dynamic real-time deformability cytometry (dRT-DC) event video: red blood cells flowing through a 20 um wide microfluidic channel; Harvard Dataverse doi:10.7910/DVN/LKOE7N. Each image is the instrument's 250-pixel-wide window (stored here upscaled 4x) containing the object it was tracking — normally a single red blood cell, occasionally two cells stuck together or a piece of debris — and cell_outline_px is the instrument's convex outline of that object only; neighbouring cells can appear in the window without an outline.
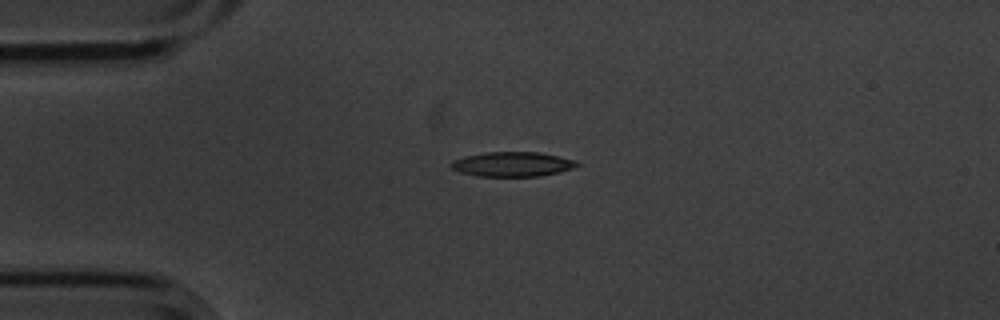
{"species": "common noctule bat (a hibernating species)", "species_latin": "Nyctalus noctula", "temperature_condition": "cold", "stored_images_in_passage": 4, "camera_frame_rate_fps": 3000, "um_per_image_px": 0.085, "animal": {"sex": "male", "body_mass_g": 20.1, "forearm_length_mm": 53.5}, "frame": {"image": 1, "passage_image": 4, "time_ms": 1.0, "image_size_px": [1000, 320], "cell_outline_px": [[580, 164], [572, 168], [560, 172], [540, 176], [476, 176], [460, 172], [452, 168], [448, 164], [452, 160], [464, 156], [488, 152], [536, 152], [576, 160]], "centroid_in_image_um": [43.52, 13.96], "position_along_channel_um": 41.5, "area_um2": 18.03}}